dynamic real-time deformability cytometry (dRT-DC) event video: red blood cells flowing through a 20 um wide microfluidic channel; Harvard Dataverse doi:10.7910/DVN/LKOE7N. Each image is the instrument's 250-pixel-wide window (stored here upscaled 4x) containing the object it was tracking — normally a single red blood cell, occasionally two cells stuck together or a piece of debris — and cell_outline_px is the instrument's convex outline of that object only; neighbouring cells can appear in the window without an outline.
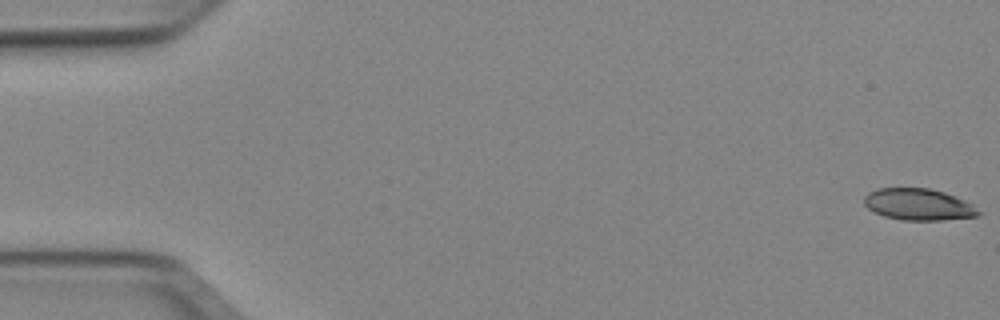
{"species": "Egyptian fruit bat (a non-hibernating species)", "species_latin": "Rousettus aegyptiacus", "temperature_condition": "cold", "stored_images_in_passage": 53, "segment_of_instrument_passage": [1, 2], "camera_frame_rate_fps": 3000, "um_per_image_px": 0.085, "animal": {"sex": "female"}, "frame": {"image": 1, "passage_image": 1, "time_ms": 0.0, "image_size_px": [1000, 320], "cell_outline_px": [[980, 216], [940, 220], [904, 220], [884, 216], [868, 208], [864, 204], [864, 196], [868, 192], [876, 188], [928, 188], [944, 192], [956, 196], [972, 204], [980, 212]], "centroid_in_image_um": [78.06, 17.37], "position_along_channel_um": 6.9, "area_um2": 21.04}}
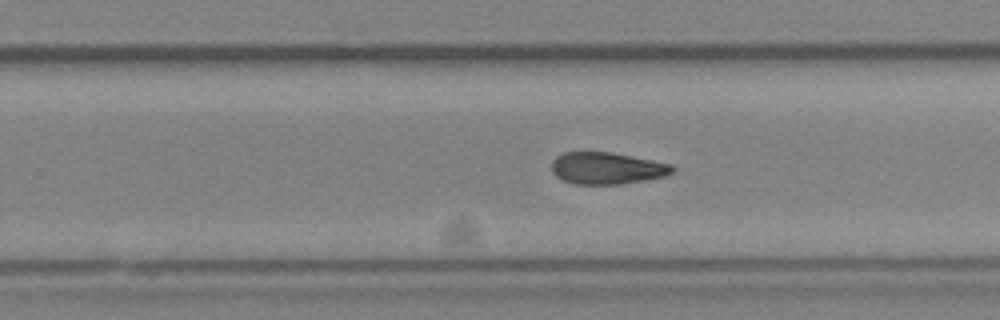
{"frame": {"image": 2, "passage_image": 33, "time_ms": 10.667, "image_size_px": [1000, 320], "cell_outline_px": [[676, 168], [672, 172], [664, 176], [644, 180], [620, 184], [576, 184], [564, 180], [556, 176], [552, 172], [552, 160], [556, 156], [564, 152], [612, 152], [672, 164]], "centroid_in_image_um": [51.58, 14.29], "position_along_channel_um": 278.2, "area_um2": 22.37}}
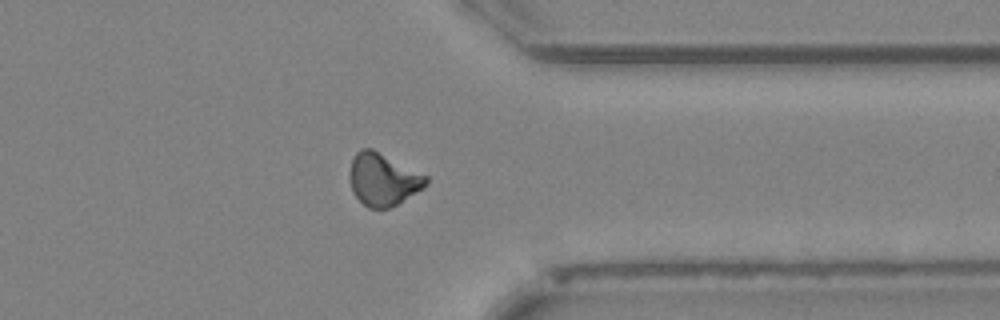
{"frame": {"image": 3, "passage_image": 41, "time_ms": 13.333, "image_size_px": [1000, 320], "cell_outline_px": [[428, 184], [424, 188], [396, 204], [388, 208], [368, 208], [352, 192], [348, 176], [352, 160], [356, 152], [364, 148], [372, 148], [428, 176]], "centroid_in_image_um": [32.55, 15.24], "position_along_channel_um": 378.9, "area_um2": 23.29}}